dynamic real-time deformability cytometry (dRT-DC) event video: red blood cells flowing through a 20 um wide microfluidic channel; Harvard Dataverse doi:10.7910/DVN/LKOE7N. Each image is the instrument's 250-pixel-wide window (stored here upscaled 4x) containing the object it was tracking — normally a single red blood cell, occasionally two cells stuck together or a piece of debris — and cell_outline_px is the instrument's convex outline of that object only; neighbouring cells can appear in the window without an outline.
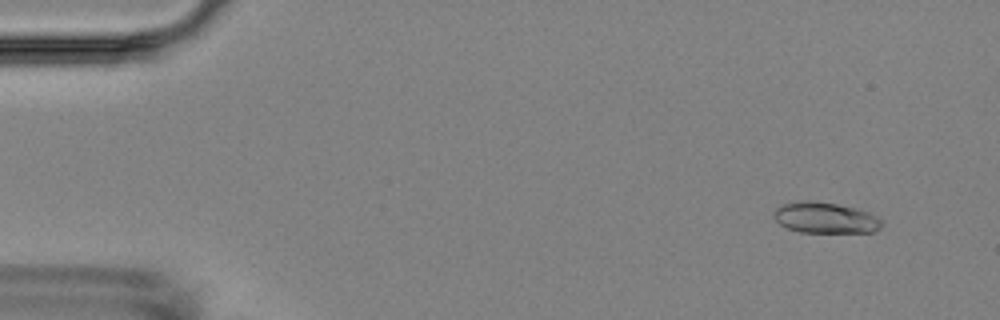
{"species": "Egyptian fruit bat (a non-hibernating species)", "species_latin": "Rousettus aegyptiacus", "temperature_condition": "room temperature", "stored_images_in_passage": 4, "camera_frame_rate_fps": 3000, "um_per_image_px": 0.085, "animal": {"sex": "female"}, "frame": {"image": 1, "passage_image": 1, "time_ms": 0.0, "image_size_px": [1000, 320], "cell_outline_px": [[880, 228], [872, 232], [800, 232], [788, 228], [780, 224], [772, 216], [772, 212], [780, 204], [796, 200], [812, 200], [836, 204], [868, 212], [876, 216], [880, 220]], "centroid_in_image_um": [70.05, 18.49], "position_along_channel_um": 14.9, "area_um2": 19.42}}